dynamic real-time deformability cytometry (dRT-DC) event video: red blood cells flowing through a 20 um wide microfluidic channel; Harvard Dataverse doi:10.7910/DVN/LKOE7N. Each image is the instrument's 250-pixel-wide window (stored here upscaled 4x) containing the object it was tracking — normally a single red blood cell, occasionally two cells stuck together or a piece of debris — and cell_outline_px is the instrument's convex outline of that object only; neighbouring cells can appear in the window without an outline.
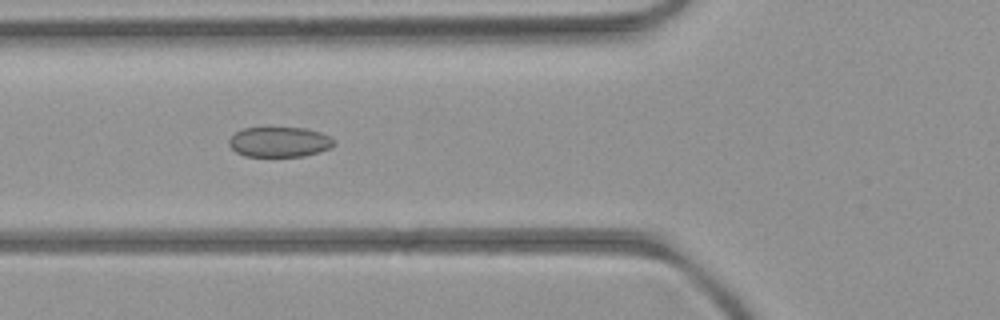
{"species": "common noctule bat (a hibernating species)", "species_latin": "Nyctalus noctula", "temperature_condition": "room temperature", "stored_images_in_passage": 7, "camera_frame_rate_fps": 3000, "um_per_image_px": 0.085, "animal": {"sex": "female", "body_mass_g": 21.9}, "frame": {"image": 1, "passage_image": 4, "time_ms": 4.333, "image_size_px": [1000, 320], "cell_outline_px": [[336, 144], [332, 148], [320, 152], [304, 156], [244, 156], [236, 152], [228, 144], [228, 140], [236, 132], [244, 128], [304, 128], [320, 132], [336, 140]], "centroid_in_image_um": [23.78, 12.07], "position_along_channel_um": 102.0, "area_um2": 18.5}}
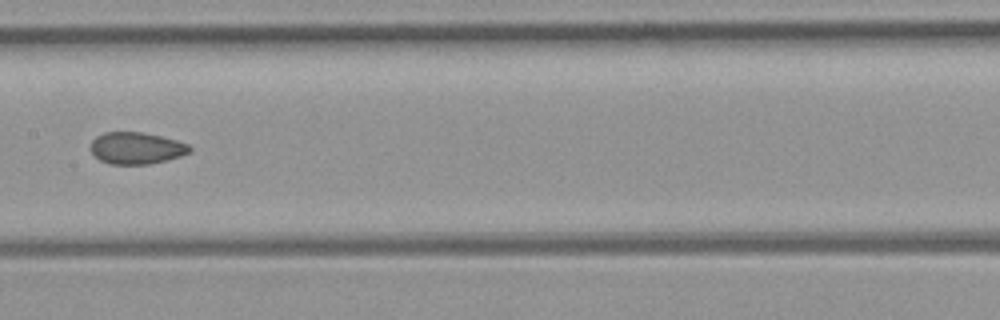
{"frame": {"image": 2, "passage_image": 6, "time_ms": 6.667, "image_size_px": [1000, 320], "cell_outline_px": [[192, 148], [188, 152], [180, 156], [148, 164], [108, 164], [100, 160], [88, 148], [92, 140], [96, 136], [104, 132], [144, 132], [176, 140], [188, 144]], "centroid_in_image_um": [11.54, 12.58], "position_along_channel_um": 195.9, "area_um2": 18.32}}
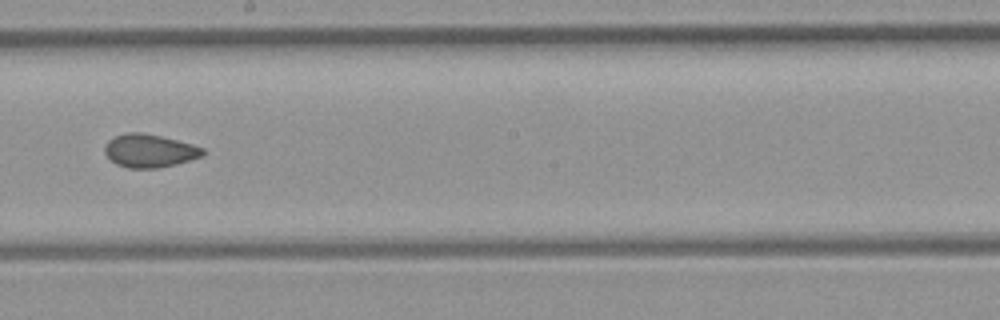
{"frame": {"image": 3, "passage_image": 7, "time_ms": 7.667, "image_size_px": [1000, 320], "cell_outline_px": [[204, 156], [176, 164], [156, 168], [128, 168], [116, 164], [104, 152], [104, 144], [108, 140], [116, 136], [128, 132], [144, 132], [192, 144], [204, 148]], "centroid_in_image_um": [12.7, 12.81], "position_along_channel_um": 235.5, "area_um2": 18.96}}